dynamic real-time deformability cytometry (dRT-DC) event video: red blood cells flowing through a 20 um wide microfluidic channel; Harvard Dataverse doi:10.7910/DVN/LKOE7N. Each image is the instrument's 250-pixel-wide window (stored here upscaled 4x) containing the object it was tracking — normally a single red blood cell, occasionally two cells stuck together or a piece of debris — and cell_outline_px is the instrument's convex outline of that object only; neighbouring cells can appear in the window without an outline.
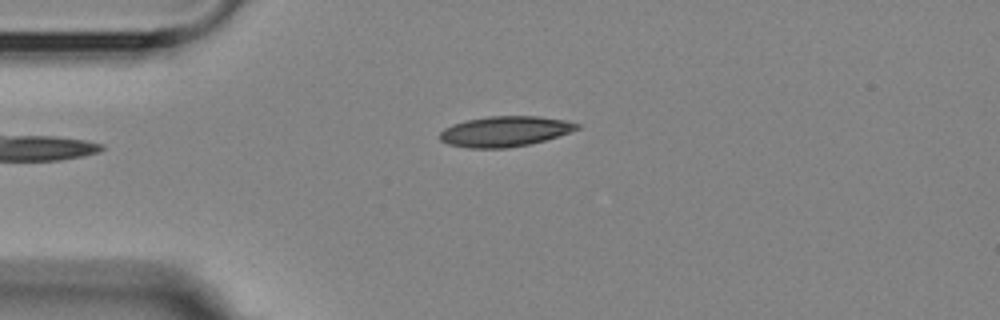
{"species": "Egyptian fruit bat (a non-hibernating species)", "species_latin": "Rousettus aegyptiacus", "temperature_condition": "room temperature", "stored_images_in_passage": 1, "camera_frame_rate_fps": 3000, "um_per_image_px": 0.085, "animal": {"sex": "female"}, "frame": {"image": 1, "passage_image": 1, "time_ms": 0.0, "image_size_px": [1000, 320], "cell_outline_px": [[580, 128], [544, 140], [528, 144], [508, 148], [468, 148], [448, 144], [440, 140], [440, 132], [444, 128], [452, 124], [468, 120], [488, 116], [540, 116], [564, 120], [580, 124]], "centroid_in_image_um": [42.88, 11.16], "position_along_channel_um": 42.1, "area_um2": 24.1}}